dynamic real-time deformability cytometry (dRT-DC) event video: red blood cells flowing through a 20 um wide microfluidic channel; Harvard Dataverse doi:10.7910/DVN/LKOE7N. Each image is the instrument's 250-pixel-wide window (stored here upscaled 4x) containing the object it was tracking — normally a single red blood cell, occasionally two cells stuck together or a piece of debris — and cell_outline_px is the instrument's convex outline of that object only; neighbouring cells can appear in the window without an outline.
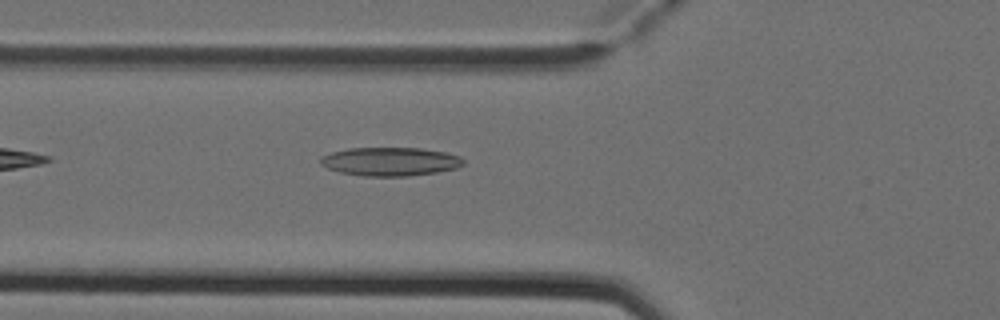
{"species": "Egyptian fruit bat (a non-hibernating species)", "species_latin": "Rousettus aegyptiacus", "temperature_condition": "cold", "stored_images_in_passage": 6, "camera_frame_rate_fps": 3000, "um_per_image_px": 0.085, "animal": {"sex": "female"}, "frame": {"image": 1, "passage_image": 6, "time_ms": 1.667, "image_size_px": [1000, 320], "cell_outline_px": [[464, 164], [456, 168], [436, 172], [408, 176], [364, 176], [340, 172], [328, 168], [320, 164], [320, 156], [332, 152], [348, 148], [420, 148], [444, 152], [460, 156], [464, 160]], "centroid_in_image_um": [33.15, 13.73], "position_along_channel_um": 92.6, "area_um2": 23.76}}